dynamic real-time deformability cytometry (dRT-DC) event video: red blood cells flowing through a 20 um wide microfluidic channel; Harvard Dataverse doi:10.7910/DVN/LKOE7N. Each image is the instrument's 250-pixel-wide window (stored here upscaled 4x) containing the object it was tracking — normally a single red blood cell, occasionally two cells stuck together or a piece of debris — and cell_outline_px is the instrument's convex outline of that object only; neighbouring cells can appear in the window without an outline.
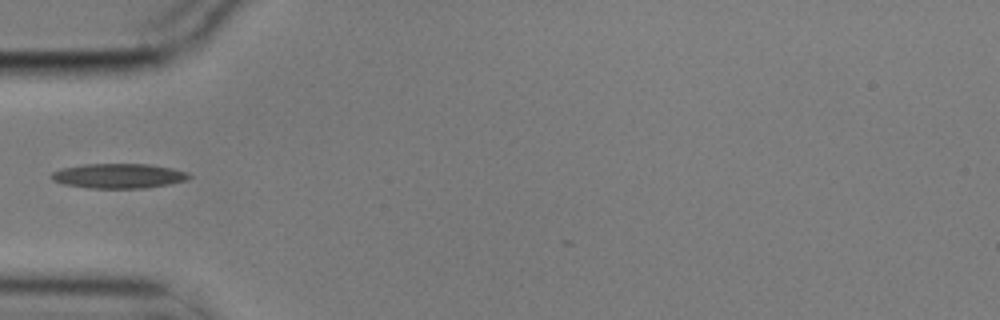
{"species": "common noctule bat (a hibernating species)", "species_latin": "Nyctalus noctula", "temperature_condition": "cold", "stored_images_in_passage": 1, "camera_frame_rate_fps": 3000, "um_per_image_px": 0.085, "animal": {"sex": "male", "body_mass_g": 17.9}, "frame": {"image": 1, "passage_image": 1, "time_ms": 0.0, "image_size_px": [1000, 320], "cell_outline_px": [[192, 176], [188, 180], [168, 184], [144, 188], [88, 188], [64, 184], [52, 180], [52, 172], [60, 168], [84, 164], [148, 164], [172, 168], [188, 172]], "centroid_in_image_um": [10.09, 14.95], "position_along_channel_um": 74.9, "area_um2": 19.88}}